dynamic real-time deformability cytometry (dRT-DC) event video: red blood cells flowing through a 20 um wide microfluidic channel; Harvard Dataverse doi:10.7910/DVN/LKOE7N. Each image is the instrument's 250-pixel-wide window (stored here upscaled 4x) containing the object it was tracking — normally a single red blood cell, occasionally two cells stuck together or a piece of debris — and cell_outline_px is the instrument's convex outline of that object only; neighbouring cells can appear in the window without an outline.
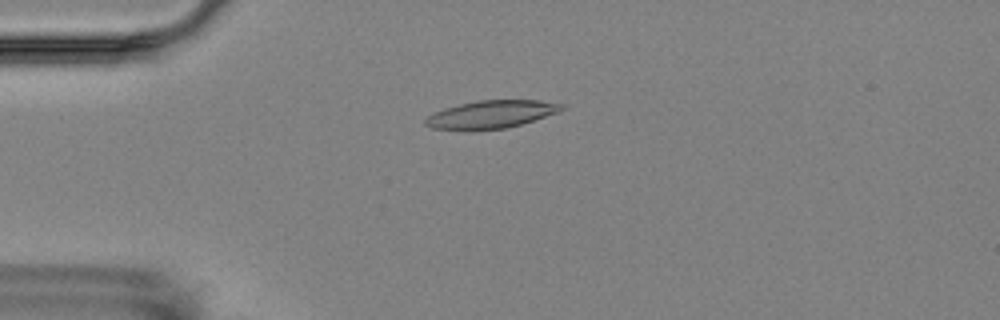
{"species": "Egyptian fruit bat (a non-hibernating species)", "species_latin": "Rousettus aegyptiacus", "temperature_condition": "room temperature", "stored_images_in_passage": 5, "camera_frame_rate_fps": 3000, "um_per_image_px": 0.085, "animal": {"sex": "female"}, "frame": {"image": 1, "passage_image": 4, "time_ms": 3.667, "image_size_px": [1000, 320], "cell_outline_px": [[568, 108], [560, 112], [520, 124], [504, 128], [472, 132], [468, 132], [432, 128], [424, 124], [424, 120], [428, 116], [444, 108], [476, 100], [540, 100], [564, 104]], "centroid_in_image_um": [41.75, 9.74], "position_along_channel_um": 43.3, "area_um2": 22.6}}